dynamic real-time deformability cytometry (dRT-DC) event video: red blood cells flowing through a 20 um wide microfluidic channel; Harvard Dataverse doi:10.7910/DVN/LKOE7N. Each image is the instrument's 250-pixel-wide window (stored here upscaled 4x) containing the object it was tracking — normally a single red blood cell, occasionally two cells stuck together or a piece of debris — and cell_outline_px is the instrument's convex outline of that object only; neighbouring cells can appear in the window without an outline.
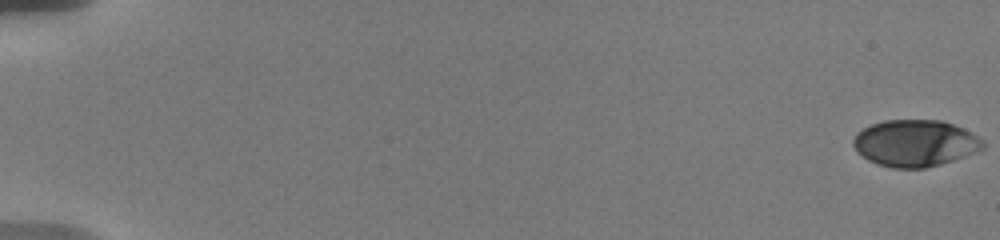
{"species": "human", "species_latin": "Homo sapiens", "temperature_condition": "warm", "stored_images_in_passage": 85, "camera_frame_rate_fps": 3000, "um_per_image_px": 0.085, "donor": {"sex": "male"}, "frame": {"image": 1, "passage_image": 1, "time_ms": 0.0, "image_size_px": [1000, 240], "cell_outline_px": [[984, 148], [964, 156], [940, 164], [924, 168], [892, 168], [876, 164], [868, 160], [856, 152], [852, 144], [852, 140], [856, 132], [872, 124], [884, 120], [940, 120], [964, 128], [972, 132], [984, 140]], "centroid_in_image_um": [77.75, 12.17], "position_along_channel_um": 7.2, "area_um2": 35.43}}
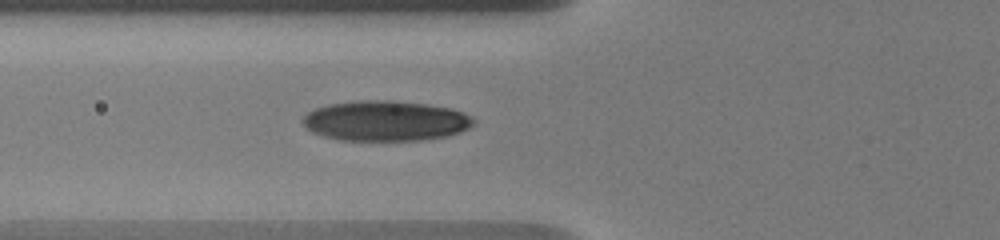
{"frame": {"image": 2, "passage_image": 35, "time_ms": 7.667, "image_size_px": [1000, 240], "cell_outline_px": [[476, 124], [460, 132], [448, 136], [420, 140], [340, 140], [324, 136], [312, 132], [304, 124], [304, 116], [308, 112], [316, 108], [328, 104], [360, 100], [392, 100], [424, 104], [448, 108], [464, 112], [472, 116], [476, 120]], "centroid_in_image_um": [32.81, 10.27], "position_along_channel_um": 93.0, "area_um2": 40.0}}
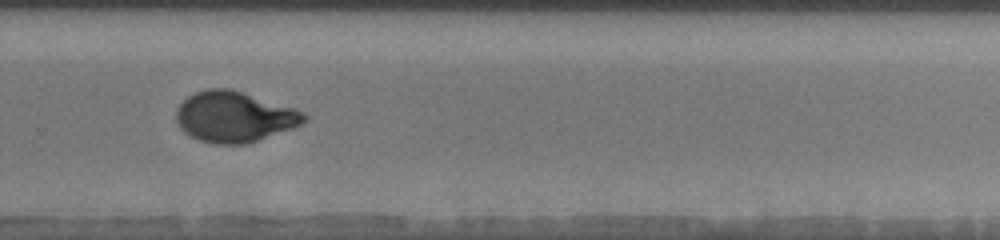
{"frame": {"image": 3, "passage_image": 59, "time_ms": 13.667, "image_size_px": [1000, 240], "cell_outline_px": [[308, 120], [292, 128], [244, 144], [212, 144], [200, 140], [184, 132], [180, 128], [176, 120], [176, 108], [188, 96], [196, 92], [208, 88], [232, 88], [296, 108], [304, 112], [308, 116]], "centroid_in_image_um": [19.92, 9.91], "position_along_channel_um": 309.9, "area_um2": 37.86}, "authors_computed_cell_mechanics": {"area_um2": 36.7608, "velocity_mm_per_s": 3.6113, "shape_relaxation_time_tau1_ms": 4.5504, "shape_relaxation_time_tau2_ms": 0.9486, "deformation_change_tau1": 0.2083, "deformation_change_tau2": 0.0531}}